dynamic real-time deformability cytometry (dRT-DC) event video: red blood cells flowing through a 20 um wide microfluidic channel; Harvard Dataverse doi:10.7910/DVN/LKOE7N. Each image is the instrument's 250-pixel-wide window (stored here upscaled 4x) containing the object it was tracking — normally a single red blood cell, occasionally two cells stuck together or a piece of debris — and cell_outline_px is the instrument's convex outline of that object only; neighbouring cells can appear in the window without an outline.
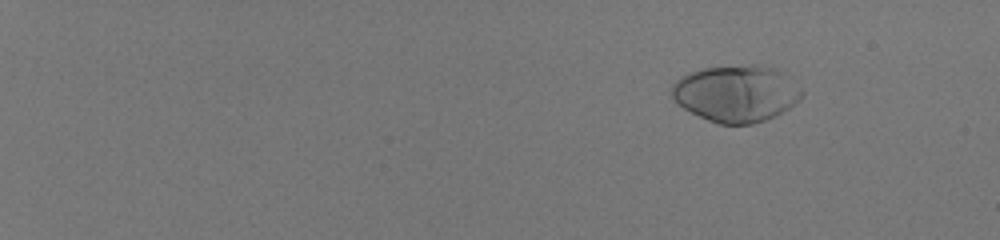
{"species": "human", "species_latin": "Homo sapiens", "temperature_condition": "room temperature", "stored_images_in_passage": 51, "camera_frame_rate_fps": 3000, "um_per_image_px": 0.085, "donor": {"sex": "male"}, "frame": {"image": 1, "passage_image": 2, "time_ms": 0.333, "image_size_px": [1000, 240], "cell_outline_px": [[804, 92], [800, 100], [776, 116], [752, 124], [720, 124], [708, 120], [684, 108], [672, 96], [668, 88], [680, 76], [704, 68], [752, 64], [756, 64], [776, 68], [800, 88]], "centroid_in_image_um": [62.57, 7.94], "position_along_channel_um": 22.4, "area_um2": 42.83}}
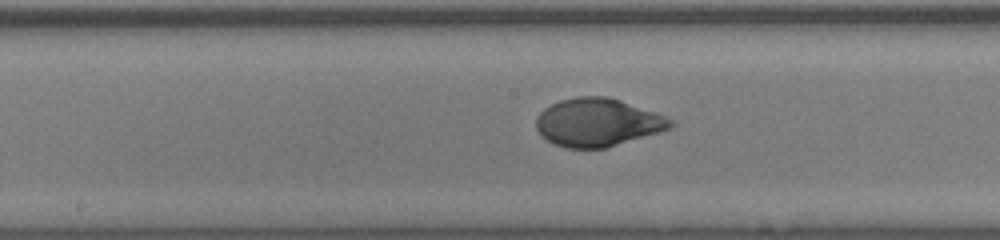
{"frame": {"image": 2, "passage_image": 30, "time_ms": 9.667, "image_size_px": [1000, 240], "cell_outline_px": [[676, 124], [660, 132], [604, 148], [564, 148], [552, 144], [540, 136], [536, 128], [536, 116], [544, 108], [560, 100], [576, 96], [608, 96], [656, 112], [672, 120]], "centroid_in_image_um": [50.76, 10.4], "position_along_channel_um": 197.4, "area_um2": 37.8}}
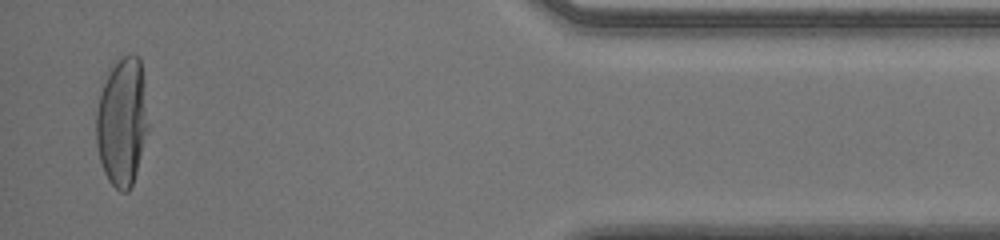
{"frame": {"image": 3, "passage_image": 50, "time_ms": 16.333, "image_size_px": [1000, 240], "cell_outline_px": [[148, 128], [136, 172], [132, 184], [128, 192], [120, 192], [108, 180], [104, 172], [100, 160], [96, 144], [96, 112], [100, 92], [116, 60], [124, 56], [136, 56], [140, 60], [144, 84], [148, 124]], "centroid_in_image_um": [10.37, 10.39], "position_along_channel_um": 424.8, "area_um2": 38.38}, "authors_computed_cell_mechanics": {"area_um2": 38.3214, "velocity_mm_per_s": 4.0286, "shape_relaxation_time_tau1_ms": 3.2886, "shape_relaxation_time_tau2_ms": null, "deformation_change_tau1": 0.2223, "deformation_change_tau2": null}}